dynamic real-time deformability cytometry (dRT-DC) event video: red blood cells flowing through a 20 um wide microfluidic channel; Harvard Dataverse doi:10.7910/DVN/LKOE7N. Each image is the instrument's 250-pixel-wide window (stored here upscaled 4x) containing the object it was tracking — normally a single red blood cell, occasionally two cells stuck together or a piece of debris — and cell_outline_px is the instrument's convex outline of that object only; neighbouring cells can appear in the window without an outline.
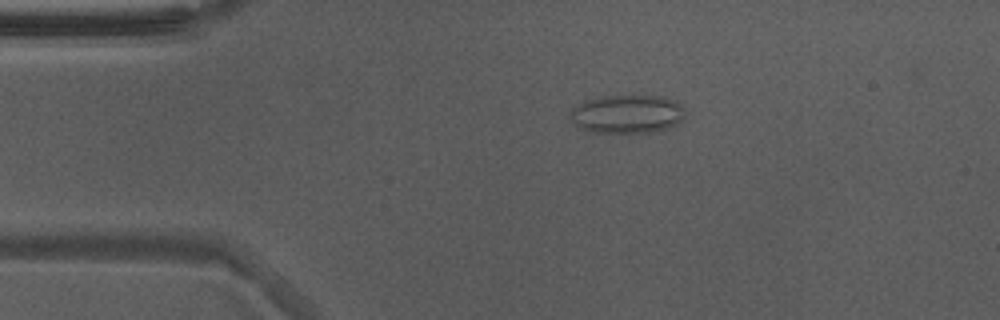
{"species": "Egyptian fruit bat (a non-hibernating species)", "species_latin": "Rousettus aegyptiacus", "temperature_condition": "warm", "stored_images_in_passage": 43, "camera_frame_rate_fps": 3000, "um_per_image_px": 0.085, "animal": {"sex": "male"}, "frame": {"image": 1, "passage_image": 1, "time_ms": 0.0, "image_size_px": [1000, 320], "cell_outline_px": [[684, 120], [668, 128], [656, 132], [584, 132], [568, 116], [568, 112], [572, 108], [588, 100], [604, 96], [660, 96], [676, 100], [684, 108]], "centroid_in_image_um": [53.32, 9.7], "position_along_channel_um": 31.7, "area_um2": 25.89}}
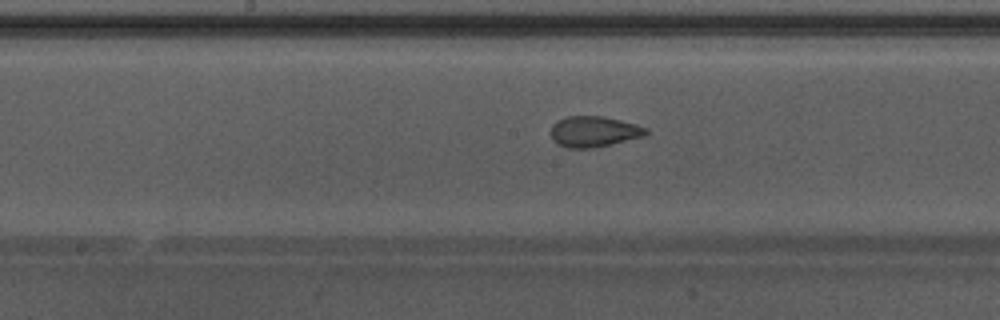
{"frame": {"image": 2, "passage_image": 17, "time_ms": 5.333, "image_size_px": [1000, 320], "cell_outline_px": [[648, 132], [644, 136], [592, 148], [568, 148], [552, 140], [552, 124], [568, 116], [604, 116], [636, 124], [648, 128]], "centroid_in_image_um": [50.5, 11.18], "position_along_channel_um": 197.7, "area_um2": 16.82}}
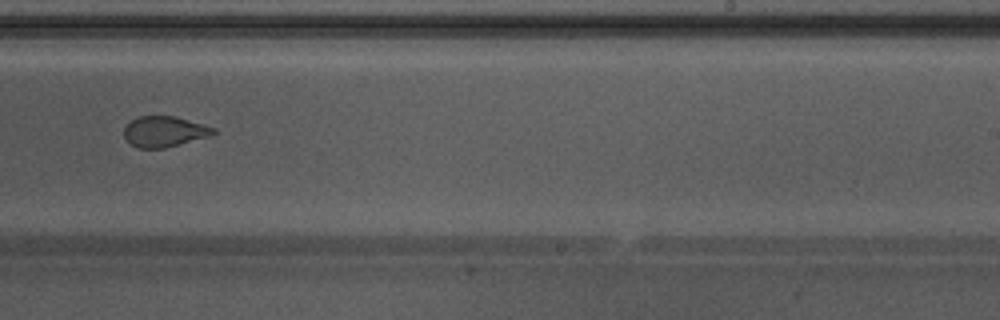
{"frame": {"image": 3, "passage_image": 23, "time_ms": 7.333, "image_size_px": [1000, 320], "cell_outline_px": [[216, 132], [208, 136], [164, 148], [140, 148], [132, 144], [124, 136], [124, 128], [136, 116], [172, 116], [216, 128]], "centroid_in_image_um": [13.94, 11.18], "position_along_channel_um": 275.1, "area_um2": 15.55}, "authors_computed_cell_mechanics": {"area_um2": 17.918, "velocity_mm_per_s": 3.8873, "shape_relaxation_time_tau1_ms": null, "shape_relaxation_time_tau2_ms": 0.9097, "deformation_change_tau1": null, "deformation_change_tau2": 0.0701}}